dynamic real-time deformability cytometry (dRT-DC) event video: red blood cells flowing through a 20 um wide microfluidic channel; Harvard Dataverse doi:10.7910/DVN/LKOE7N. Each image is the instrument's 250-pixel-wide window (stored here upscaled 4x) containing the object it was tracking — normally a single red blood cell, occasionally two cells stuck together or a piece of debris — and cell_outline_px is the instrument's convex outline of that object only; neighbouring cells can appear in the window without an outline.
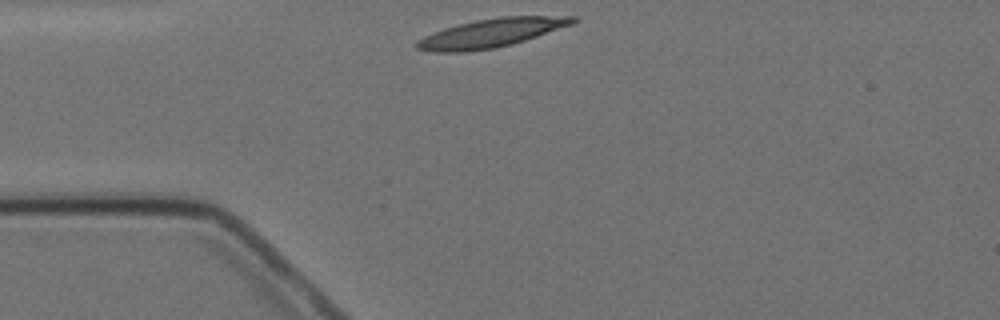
{"species": "Egyptian fruit bat (a non-hibernating species)", "species_latin": "Rousettus aegyptiacus", "temperature_condition": "cold", "stored_images_in_passage": 2, "camera_frame_rate_fps": 3000, "um_per_image_px": 0.085, "animal": {"sex": "female"}, "frame": {"image": 1, "passage_image": 1, "time_ms": 0.0, "image_size_px": [1000, 320], "cell_outline_px": [[580, 20], [572, 24], [512, 44], [496, 48], [464, 52], [436, 52], [416, 48], [416, 40], [432, 32], [444, 28], [476, 20], [500, 16], [576, 16]], "centroid_in_image_um": [41.74, 2.8], "position_along_channel_um": 43.3, "area_um2": 25.89}}